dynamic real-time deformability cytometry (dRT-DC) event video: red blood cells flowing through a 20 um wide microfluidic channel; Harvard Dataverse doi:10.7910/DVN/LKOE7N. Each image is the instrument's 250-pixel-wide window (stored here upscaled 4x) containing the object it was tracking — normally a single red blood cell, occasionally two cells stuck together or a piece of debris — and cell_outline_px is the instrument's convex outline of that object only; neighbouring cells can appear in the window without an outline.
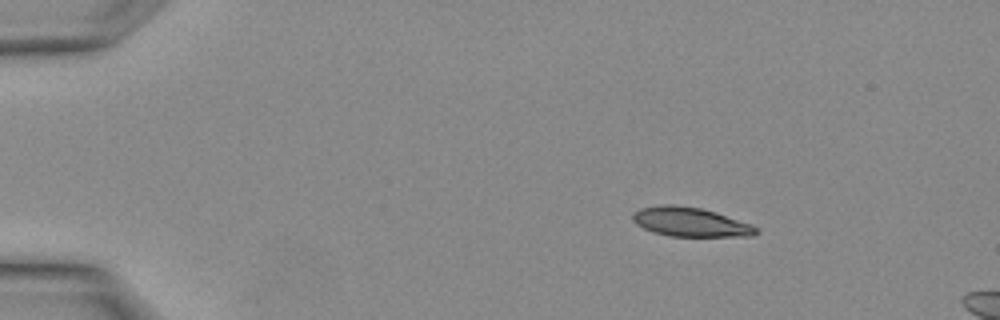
{"species": "Egyptian fruit bat (a non-hibernating species)", "species_latin": "Rousettus aegyptiacus", "temperature_condition": "warm", "stored_images_in_passage": 6, "camera_frame_rate_fps": 3000, "um_per_image_px": 0.085, "animal": {"sex": "female"}, "frame": {"image": 1, "passage_image": 2, "time_ms": 0.333, "image_size_px": [1000, 320], "cell_outline_px": [[760, 232], [752, 236], [668, 236], [652, 232], [636, 224], [632, 220], [632, 212], [640, 208], [660, 204], [676, 204], [700, 208], [716, 212], [752, 224]], "centroid_in_image_um": [58.65, 18.86], "position_along_channel_um": 26.4, "area_um2": 21.21}}